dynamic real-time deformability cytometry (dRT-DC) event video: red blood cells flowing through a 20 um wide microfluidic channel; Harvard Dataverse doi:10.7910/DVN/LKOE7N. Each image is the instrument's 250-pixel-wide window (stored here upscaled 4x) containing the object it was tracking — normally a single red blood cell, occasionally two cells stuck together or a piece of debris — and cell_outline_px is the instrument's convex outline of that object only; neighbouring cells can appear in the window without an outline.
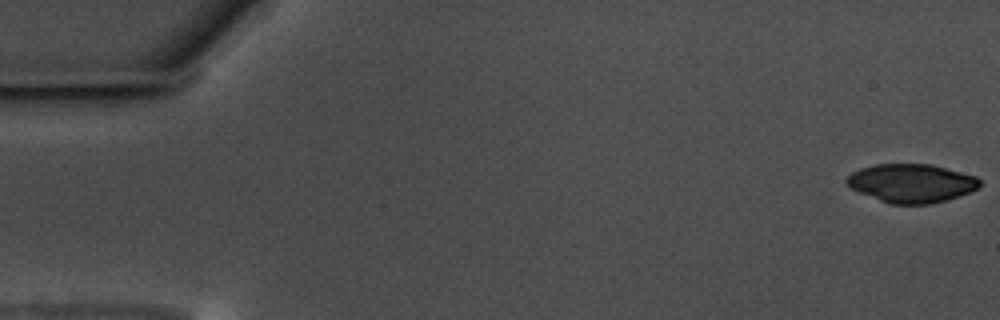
{"species": "common noctule bat (a hibernating species)", "species_latin": "Nyctalus noctula", "temperature_condition": "warm", "stored_images_in_passage": 11, "camera_frame_rate_fps": 3000, "um_per_image_px": 0.085, "animal": {"sex": "male", "body_mass_g": 17.5, "forearm_length_mm": 52.3}, "frame": {"image": 1, "passage_image": 1, "time_ms": 0.0, "image_size_px": [1000, 320], "cell_outline_px": [[980, 184], [972, 192], [960, 196], [928, 204], [892, 204], [880, 200], [860, 192], [852, 188], [844, 180], [852, 172], [860, 168], [876, 164], [932, 164], [976, 176], [980, 180]], "centroid_in_image_um": [77.49, 15.56], "position_along_channel_um": 7.5, "area_um2": 29.71}}